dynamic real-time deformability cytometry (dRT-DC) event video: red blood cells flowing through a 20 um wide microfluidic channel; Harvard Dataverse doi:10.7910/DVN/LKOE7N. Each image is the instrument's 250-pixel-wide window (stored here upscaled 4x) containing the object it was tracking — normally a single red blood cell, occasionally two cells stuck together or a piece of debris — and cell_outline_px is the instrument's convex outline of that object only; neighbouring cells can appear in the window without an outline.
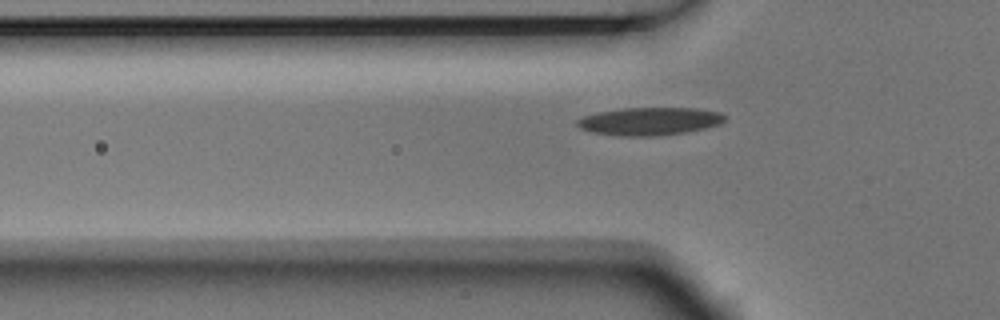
{"species": "Egyptian fruit bat (a non-hibernating species)", "species_latin": "Rousettus aegyptiacus", "temperature_condition": "room temperature", "stored_images_in_passage": 7, "camera_frame_rate_fps": 3000, "um_per_image_px": 0.085, "animal": {"sex": "male"}, "frame": {"image": 1, "passage_image": 4, "time_ms": 1.0, "image_size_px": [1000, 320], "cell_outline_px": [[724, 120], [720, 124], [704, 128], [684, 132], [652, 136], [620, 136], [592, 132], [580, 128], [576, 124], [576, 120], [584, 116], [596, 112], [624, 108], [696, 108], [720, 112], [724, 116]], "centroid_in_image_um": [55.18, 10.3], "position_along_channel_um": 70.6, "area_um2": 23.81}}
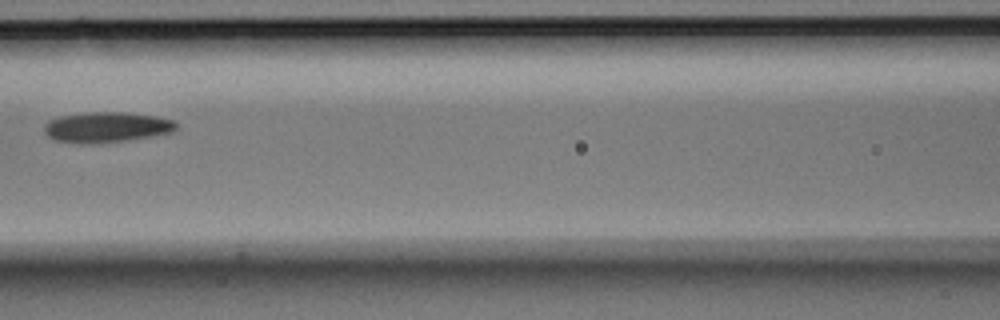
{"frame": {"image": 2, "passage_image": 6, "time_ms": 1.667, "image_size_px": [1000, 320], "cell_outline_px": [[176, 128], [172, 132], [152, 136], [128, 140], [88, 144], [80, 144], [56, 140], [48, 136], [44, 132], [44, 124], [48, 120], [60, 116], [88, 112], [124, 112], [156, 116], [176, 120]], "centroid_in_image_um": [9.05, 10.81], "position_along_channel_um": 157.6, "area_um2": 23.52}}
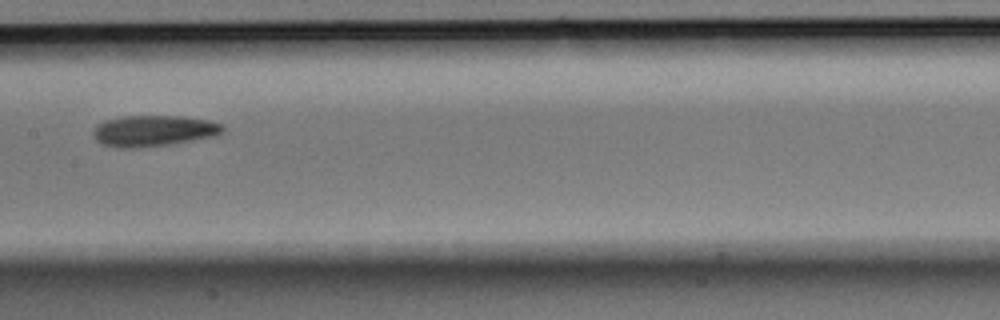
{"frame": {"image": 3, "passage_image": 7, "time_ms": 2.0, "image_size_px": [1000, 320], "cell_outline_px": [[224, 128], [216, 136], [168, 144], [132, 148], [120, 148], [104, 144], [96, 140], [92, 132], [96, 124], [104, 120], [120, 116], [184, 116], [208, 120], [224, 124]], "centroid_in_image_um": [13.03, 11.1], "position_along_channel_um": 194.4, "area_um2": 23.41}}